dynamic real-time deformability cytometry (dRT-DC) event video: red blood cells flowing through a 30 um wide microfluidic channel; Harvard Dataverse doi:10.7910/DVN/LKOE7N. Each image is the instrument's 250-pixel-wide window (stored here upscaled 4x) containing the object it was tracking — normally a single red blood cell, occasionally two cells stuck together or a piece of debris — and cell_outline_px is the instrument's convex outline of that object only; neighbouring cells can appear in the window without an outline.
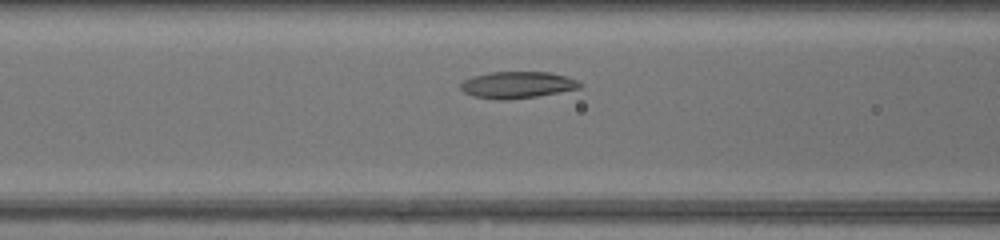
{"species": "common noctule bat (a hibernating species)", "species_latin": "Nyctalus noctula", "temperature_condition": "warm", "stored_images_in_passage": 30, "camera_frame_rate_fps": 3000, "um_per_image_px": 0.085, "animal": {"sex": "female", "body_mass_g": 17.0, "forearm_length_mm": 48.0}, "frame": {"image": 1, "passage_image": 8, "time_ms": 2.333, "image_size_px": [1000, 240], "cell_outline_px": [[584, 84], [580, 88], [536, 96], [508, 100], [496, 100], [472, 96], [464, 92], [460, 88], [460, 84], [464, 80], [472, 76], [492, 72], [548, 72], [568, 76]], "centroid_in_image_um": [43.96, 7.22], "position_along_channel_um": 122.6, "area_um2": 18.61}}
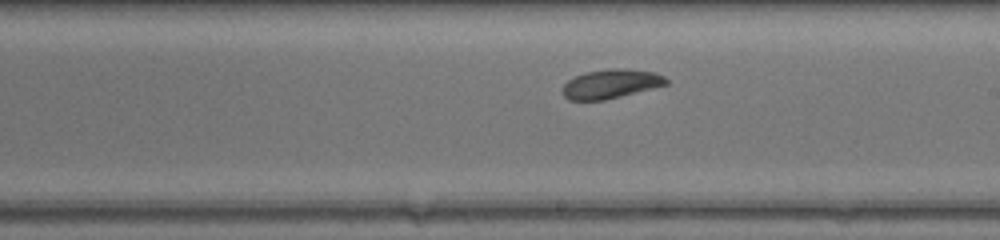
{"frame": {"image": 2, "passage_image": 16, "time_ms": 5.0, "image_size_px": [1000, 240], "cell_outline_px": [[668, 84], [604, 100], [568, 100], [564, 96], [564, 84], [568, 80], [584, 72], [608, 68], [620, 68], [652, 72], [664, 76], [668, 80]], "centroid_in_image_um": [51.91, 7.12], "position_along_channel_um": 237.1, "area_um2": 17.34}}
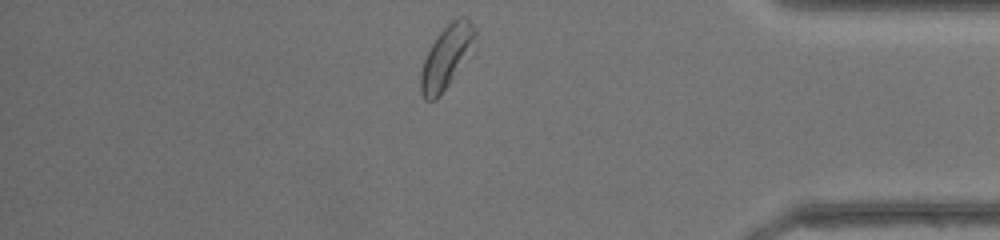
{"frame": {"image": 3, "passage_image": 29, "time_ms": 9.333, "image_size_px": [1000, 240], "cell_outline_px": [[476, 32], [448, 84], [436, 100], [424, 100], [420, 92], [420, 72], [424, 60], [432, 44], [440, 32], [452, 20], [460, 16], [468, 16], [476, 28]], "centroid_in_image_um": [37.86, 4.82], "position_along_channel_um": 397.3, "area_um2": 18.55}, "authors_computed_cell_mechanics": {"area_um2": 18.0625, "velocity_mm_per_s": 4.3051, "shape_relaxation_time_tau1_ms": 2.3514, "shape_relaxation_time_tau2_ms": null, "deformation_change_tau1": 0.1215, "deformation_change_tau2": null}}